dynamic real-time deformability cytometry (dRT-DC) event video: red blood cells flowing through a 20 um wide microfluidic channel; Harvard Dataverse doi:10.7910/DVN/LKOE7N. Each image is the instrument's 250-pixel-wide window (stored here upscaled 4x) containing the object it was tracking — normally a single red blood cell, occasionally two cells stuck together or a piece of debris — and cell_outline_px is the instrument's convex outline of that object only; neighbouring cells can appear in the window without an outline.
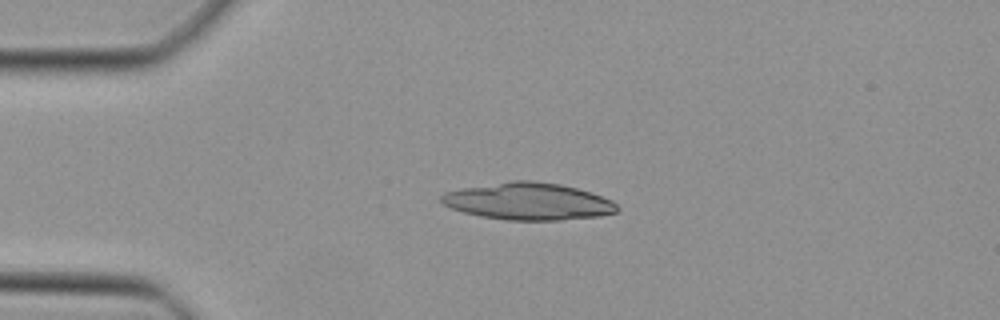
{"species": "Egyptian fruit bat (a non-hibernating species)", "species_latin": "Rousettus aegyptiacus", "temperature_condition": "cold", "stored_images_in_passage": 36, "camera_frame_rate_fps": 3000, "um_per_image_px": 0.085, "animal": {"sex": "female"}, "frame": {"image": 1, "passage_image": 1, "time_ms": 0.0, "image_size_px": [1000, 320], "cell_outline_px": [[620, 208], [616, 212], [600, 216], [560, 220], [508, 220], [480, 216], [464, 212], [452, 208], [444, 204], [440, 200], [440, 196], [444, 192], [464, 188], [512, 180], [532, 180], [560, 184], [576, 188], [612, 200]], "centroid_in_image_um": [44.91, 17.12], "position_along_channel_um": 40.1, "area_um2": 37.8}}